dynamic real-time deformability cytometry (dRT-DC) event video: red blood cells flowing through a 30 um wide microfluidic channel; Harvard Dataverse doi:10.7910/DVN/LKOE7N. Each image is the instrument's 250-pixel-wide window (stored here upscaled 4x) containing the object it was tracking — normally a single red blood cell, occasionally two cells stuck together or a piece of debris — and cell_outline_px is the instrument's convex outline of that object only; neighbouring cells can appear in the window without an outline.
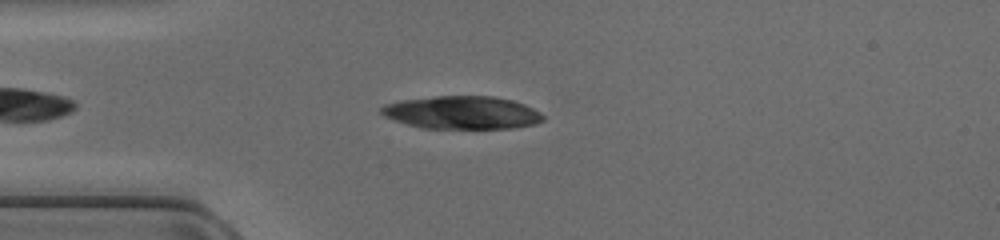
{"species": "common noctule bat (a hibernating species)", "species_latin": "Nyctalus noctula", "temperature_condition": "cold", "stored_images_in_passage": 38, "camera_frame_rate_fps": 3000, "um_per_image_px": 0.085, "animal": {"sex": "female", "body_mass_g": 17.0, "forearm_length_mm": 48.0}, "frame": {"image": 1, "passage_image": 6, "time_ms": 1.667, "image_size_px": [1000, 240], "cell_outline_px": [[544, 120], [536, 124], [516, 128], [420, 128], [384, 116], [380, 112], [380, 108], [384, 104], [400, 100], [436, 96], [492, 96], [512, 100], [524, 104], [540, 112], [544, 116]], "centroid_in_image_um": [39.28, 9.57], "position_along_channel_um": 45.7, "area_um2": 31.1}}